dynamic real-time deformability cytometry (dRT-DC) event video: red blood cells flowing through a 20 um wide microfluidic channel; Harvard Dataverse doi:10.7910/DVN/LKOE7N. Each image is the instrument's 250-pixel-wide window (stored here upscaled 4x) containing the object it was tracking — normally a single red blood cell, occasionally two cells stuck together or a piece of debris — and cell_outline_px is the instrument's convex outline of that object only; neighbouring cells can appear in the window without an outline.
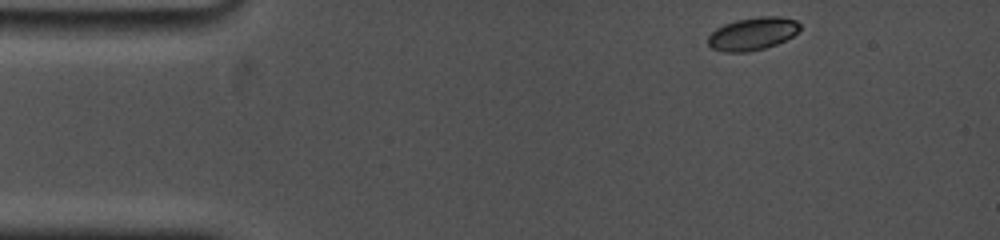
{"species": "common noctule bat (a hibernating species)", "species_latin": "Nyctalus noctula", "temperature_condition": "cold", "stored_images_in_passage": 38, "camera_frame_rate_fps": 5000, "um_per_image_px": 0.085, "animal": {"sex": "female", "body_mass_g": 19.0, "forearm_length_mm": 53.3}, "frame": {"image": 1, "passage_image": 1, "time_ms": 0.0, "image_size_px": [1000, 240], "cell_outline_px": [[800, 28], [792, 36], [776, 44], [764, 48], [748, 52], [724, 52], [712, 48], [708, 44], [708, 36], [716, 28], [724, 24], [736, 20], [760, 16], [780, 16], [796, 20], [800, 24]], "centroid_in_image_um": [63.95, 2.86], "position_along_channel_um": 21.0, "area_um2": 17.51}}
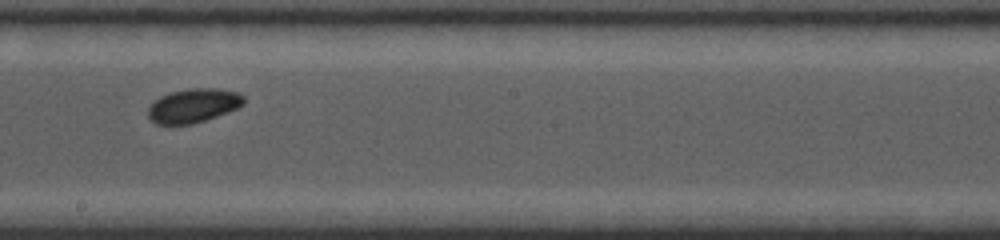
{"frame": {"image": 2, "passage_image": 19, "time_ms": 7.8, "image_size_px": [1000, 240], "cell_outline_px": [[244, 104], [228, 112], [192, 124], [156, 124], [148, 116], [148, 108], [160, 96], [172, 92], [188, 88], [216, 88], [240, 92], [244, 96]], "centroid_in_image_um": [16.46, 8.96], "position_along_channel_um": 231.7, "area_um2": 18.84}}
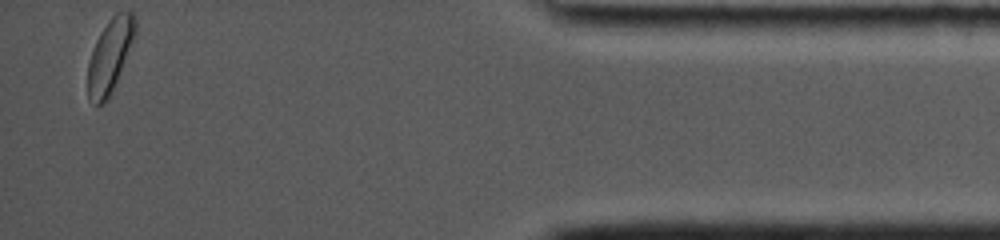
{"frame": {"image": 3, "passage_image": 38, "time_ms": 14.4, "image_size_px": [1000, 240], "cell_outline_px": [[136, 36], [108, 100], [104, 104], [96, 104], [88, 100], [88, 60], [96, 40], [100, 32], [108, 20], [116, 12], [132, 12], [136, 16]], "centroid_in_image_um": [9.35, 4.72], "position_along_channel_um": 425.8, "area_um2": 20.46}, "authors_computed_cell_mechanics": {"area_um2": 18.9873, "velocity_mm_per_s": 3.6714, "shape_relaxation_time_tau1_ms": 5.7139, "shape_relaxation_time_tau2_ms": null, "deformation_change_tau1": 0.1246, "deformation_change_tau2": null}}